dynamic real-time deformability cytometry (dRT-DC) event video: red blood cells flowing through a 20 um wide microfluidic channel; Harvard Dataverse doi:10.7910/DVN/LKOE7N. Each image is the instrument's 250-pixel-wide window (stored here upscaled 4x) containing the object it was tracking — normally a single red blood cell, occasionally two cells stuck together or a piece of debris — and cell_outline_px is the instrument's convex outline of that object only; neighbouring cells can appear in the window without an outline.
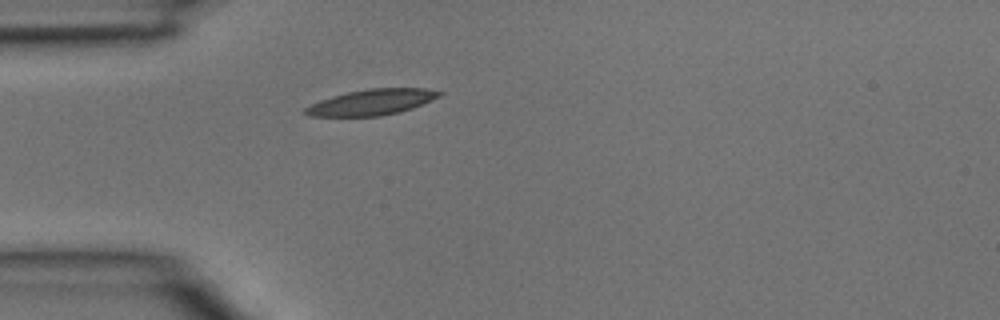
{"species": "common noctule bat (a hibernating species)", "species_latin": "Nyctalus noctula", "temperature_condition": "room temperature", "stored_images_in_passage": 3, "camera_frame_rate_fps": 3000, "um_per_image_px": 0.085, "animal": {"sex": "male", "body_mass_g": 15.6}, "frame": {"image": 1, "passage_image": 3, "time_ms": 0.667, "image_size_px": [1000, 320], "cell_outline_px": [[444, 92], [440, 96], [412, 108], [400, 112], [380, 116], [308, 116], [300, 112], [304, 108], [320, 100], [332, 96], [348, 92], [372, 88], [424, 88]], "centroid_in_image_um": [31.57, 8.69], "position_along_channel_um": 53.4, "area_um2": 20.06}}